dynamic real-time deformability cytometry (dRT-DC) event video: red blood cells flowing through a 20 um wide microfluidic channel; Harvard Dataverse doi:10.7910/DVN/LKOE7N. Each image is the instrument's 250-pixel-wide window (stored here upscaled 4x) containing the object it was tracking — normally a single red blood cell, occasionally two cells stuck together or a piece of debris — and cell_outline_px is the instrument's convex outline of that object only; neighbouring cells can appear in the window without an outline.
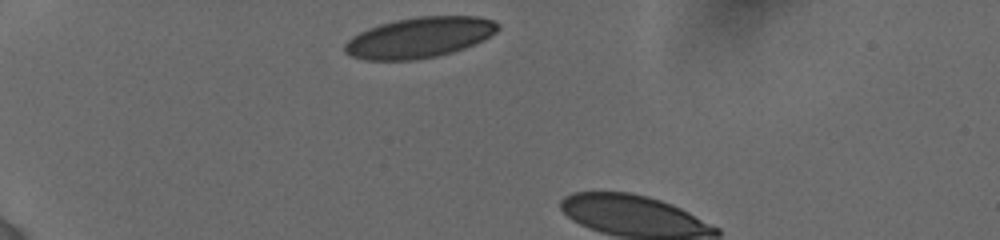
{"species": "human", "species_latin": "Homo sapiens", "temperature_condition": "cold", "stored_images_in_passage": 4, "camera_frame_rate_fps": 3000, "um_per_image_px": 0.085, "donor": {"sex": "female"}, "frame": {"image": 1, "passage_image": 1, "time_ms": 0.0, "image_size_px": [1000, 240], "cell_outline_px": [[500, 28], [496, 32], [484, 40], [464, 48], [452, 52], [436, 56], [416, 60], [364, 60], [352, 56], [344, 52], [344, 44], [352, 36], [368, 28], [380, 24], [396, 20], [416, 16], [476, 16], [492, 20], [500, 24]], "centroid_in_image_um": [35.65, 3.19], "position_along_channel_um": 49.3, "area_um2": 36.3}}